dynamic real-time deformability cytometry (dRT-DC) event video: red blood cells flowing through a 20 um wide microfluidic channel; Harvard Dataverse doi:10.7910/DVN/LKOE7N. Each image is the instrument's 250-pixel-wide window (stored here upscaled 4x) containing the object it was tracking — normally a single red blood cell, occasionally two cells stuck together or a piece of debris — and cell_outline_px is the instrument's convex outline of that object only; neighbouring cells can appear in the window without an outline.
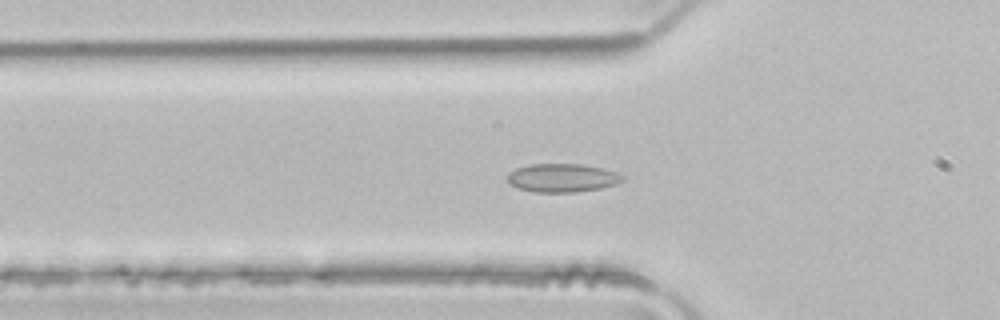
{"species": "common noctule bat (a hibernating species)", "species_latin": "Nyctalus noctula", "temperature_condition": "room temperature", "stored_images_in_passage": 37, "segment_of_instrument_passage": [1, 2], "camera_frame_rate_fps": 3000, "um_per_image_px": 0.085, "animal": {"sex": "male", "body_mass_g": 21.5, "forearm_length_mm": 52.0}, "frame": {"image": 1, "passage_image": 2, "time_ms": 0.333, "image_size_px": [1000, 320], "cell_outline_px": [[624, 180], [616, 184], [600, 188], [576, 192], [532, 192], [520, 188], [512, 184], [508, 180], [508, 172], [516, 168], [528, 164], [580, 164], [604, 168], [616, 172], [624, 176]], "centroid_in_image_um": [47.81, 15.11], "position_along_channel_um": 78.0, "area_um2": 19.07}}
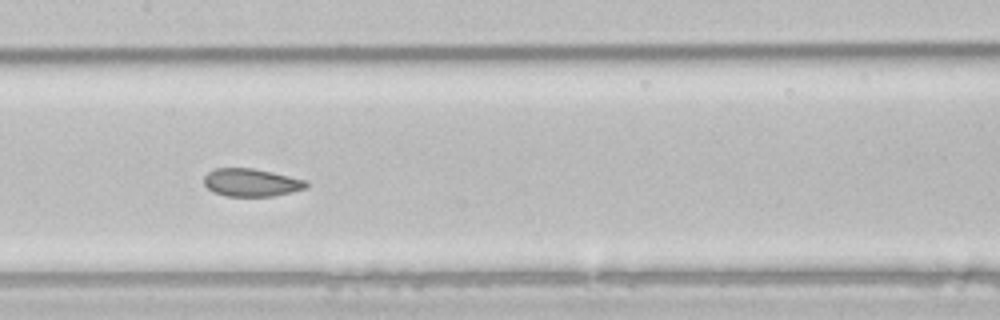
{"frame": {"image": 2, "passage_image": 10, "time_ms": 3.0, "image_size_px": [1000, 320], "cell_outline_px": [[308, 188], [292, 192], [272, 196], [224, 196], [208, 188], [204, 184], [204, 176], [208, 172], [216, 168], [252, 168], [272, 172], [308, 180]], "centroid_in_image_um": [21.4, 15.51], "position_along_channel_um": 186.0, "area_um2": 16.65}}
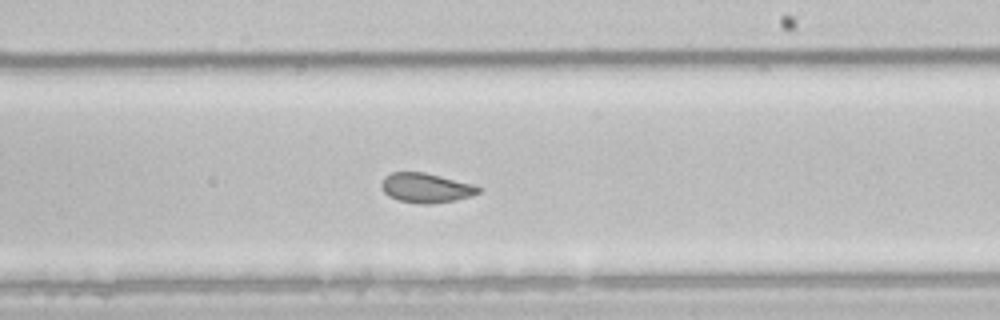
{"frame": {"image": 3, "passage_image": 15, "time_ms": 4.667, "image_size_px": [1000, 320], "cell_outline_px": [[480, 192], [468, 196], [452, 200], [432, 204], [420, 204], [400, 200], [388, 196], [384, 192], [380, 184], [384, 176], [392, 172], [424, 172], [476, 184], [480, 188]], "centroid_in_image_um": [36.19, 15.95], "position_along_channel_um": 252.8, "area_um2": 16.7}}